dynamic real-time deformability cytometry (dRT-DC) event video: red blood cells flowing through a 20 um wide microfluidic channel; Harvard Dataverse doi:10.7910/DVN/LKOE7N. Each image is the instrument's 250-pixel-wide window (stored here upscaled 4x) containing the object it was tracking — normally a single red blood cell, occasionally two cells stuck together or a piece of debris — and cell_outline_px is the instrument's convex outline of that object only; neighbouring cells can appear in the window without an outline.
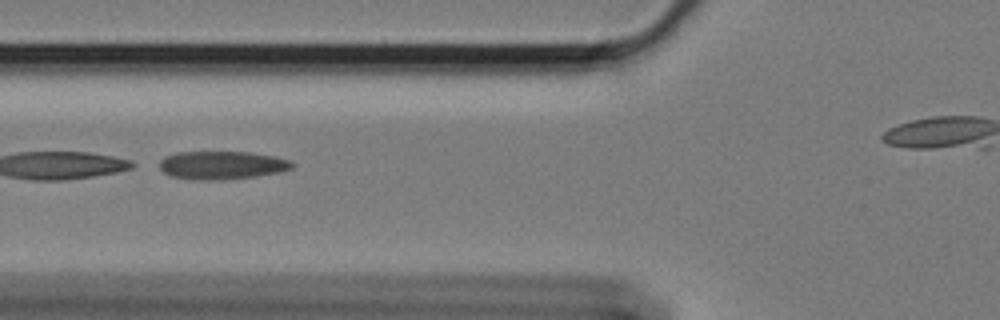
{"species": "Egyptian fruit bat (a non-hibernating species)", "species_latin": "Rousettus aegyptiacus", "temperature_condition": "cold", "stored_images_in_passage": 10, "camera_frame_rate_fps": 3000, "um_per_image_px": 0.085, "animal": {"sex": "female"}, "frame": {"image": 1, "passage_image": 5, "time_ms": 1.333, "image_size_px": [1000, 320], "cell_outline_px": [[296, 164], [292, 168], [280, 172], [256, 176], [220, 180], [192, 180], [172, 176], [164, 172], [160, 168], [160, 160], [164, 156], [176, 152], [252, 152], [276, 156], [292, 160]], "centroid_in_image_um": [18.9, 14.03], "position_along_channel_um": 106.9, "area_um2": 22.08}}